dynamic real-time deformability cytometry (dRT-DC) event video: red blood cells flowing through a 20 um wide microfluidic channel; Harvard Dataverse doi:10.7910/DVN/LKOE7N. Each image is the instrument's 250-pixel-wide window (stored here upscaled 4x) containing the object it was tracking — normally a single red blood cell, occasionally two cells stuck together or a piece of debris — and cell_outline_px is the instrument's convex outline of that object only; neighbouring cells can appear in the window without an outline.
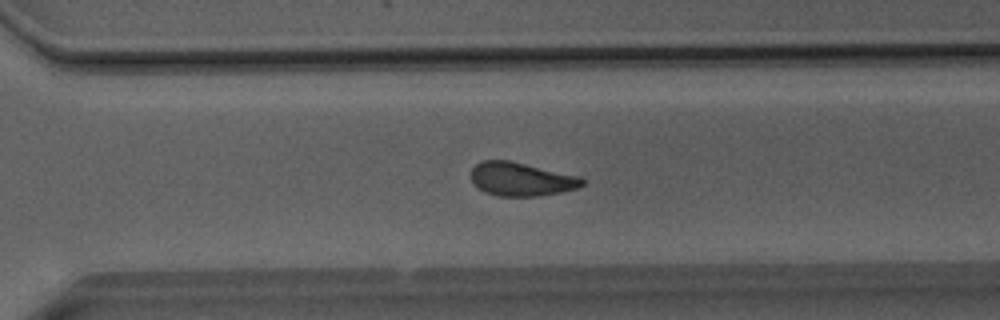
{"species": "Egyptian fruit bat (a non-hibernating species)", "species_latin": "Rousettus aegyptiacus", "temperature_condition": "room temperature", "stored_images_in_passage": 50, "camera_frame_rate_fps": 3000, "um_per_image_px": 0.085, "animal": {"sex": "male"}, "frame": {"image": 1, "passage_image": 35, "time_ms": 11.333, "image_size_px": [1000, 320], "cell_outline_px": [[588, 180], [584, 184], [576, 188], [560, 192], [536, 196], [496, 196], [484, 192], [472, 184], [472, 168], [480, 160], [508, 160], [580, 176]], "centroid_in_image_um": [44.3, 15.23], "position_along_channel_um": 326.3, "area_um2": 21.85}}
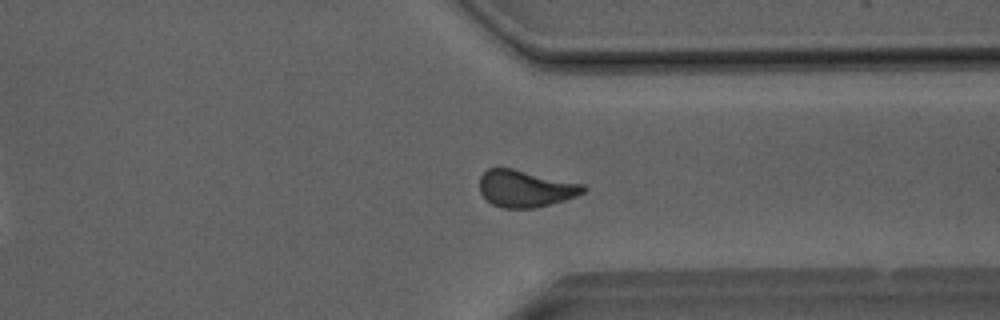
{"frame": {"image": 2, "passage_image": 38, "time_ms": 12.333, "image_size_px": [1000, 320], "cell_outline_px": [[588, 188], [584, 192], [576, 196], [564, 200], [532, 208], [504, 208], [492, 204], [480, 192], [480, 176], [488, 168], [512, 168], [584, 184]], "centroid_in_image_um": [44.67, 16.02], "position_along_channel_um": 366.7, "area_um2": 22.14}}
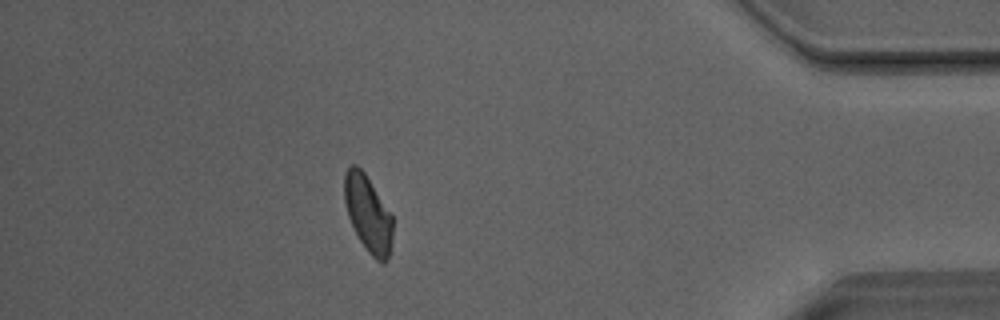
{"frame": {"image": 3, "passage_image": 44, "time_ms": 14.333, "image_size_px": [1000, 320], "cell_outline_px": [[392, 240], [388, 260], [384, 264], [376, 260], [368, 252], [360, 240], [348, 216], [344, 204], [344, 176], [348, 168], [352, 164], [356, 164], [364, 172], [392, 216]], "centroid_in_image_um": [31.27, 18.18], "position_along_channel_um": 403.9, "area_um2": 21.33}, "authors_computed_cell_mechanics": {"area_um2": 22.4553, "velocity_mm_per_s": 4.0397, "shape_relaxation_time_tau1_ms": 5.7708, "shape_relaxation_time_tau2_ms": 2.0248, "deformation_change_tau1": 0.1308, "deformation_change_tau2": 0.0717}}